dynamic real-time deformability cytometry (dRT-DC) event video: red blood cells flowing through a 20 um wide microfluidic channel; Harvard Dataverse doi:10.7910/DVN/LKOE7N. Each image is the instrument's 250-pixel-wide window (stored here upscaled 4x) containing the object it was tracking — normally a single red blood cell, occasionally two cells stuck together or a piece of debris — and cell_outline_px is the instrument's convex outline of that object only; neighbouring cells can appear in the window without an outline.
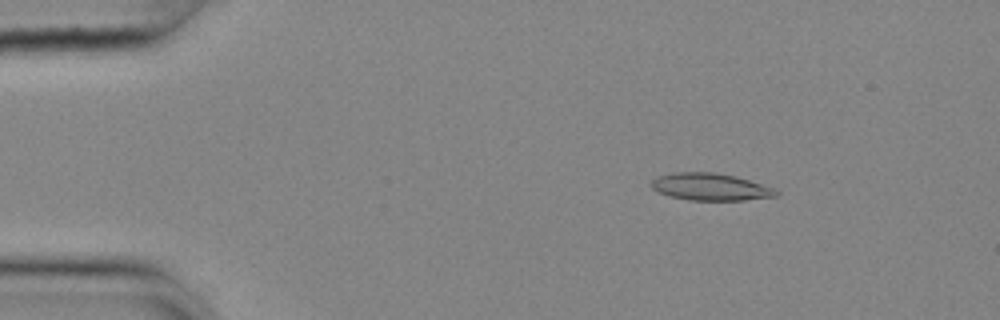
{"species": "common noctule bat (a hibernating species)", "species_latin": "Nyctalus noctula", "temperature_condition": "cold", "stored_images_in_passage": 52, "camera_frame_rate_fps": 3000, "um_per_image_px": 0.085, "animal": {"sex": "female", "body_mass_g": 25.1}, "frame": {"image": 1, "passage_image": 5, "time_ms": 1.333, "image_size_px": [1000, 320], "cell_outline_px": [[780, 196], [744, 200], [688, 200], [668, 196], [652, 188], [652, 180], [656, 176], [672, 172], [716, 172], [736, 176], [776, 188], [780, 192]], "centroid_in_image_um": [60.43, 15.88], "position_along_channel_um": 24.6, "area_um2": 20.06}}
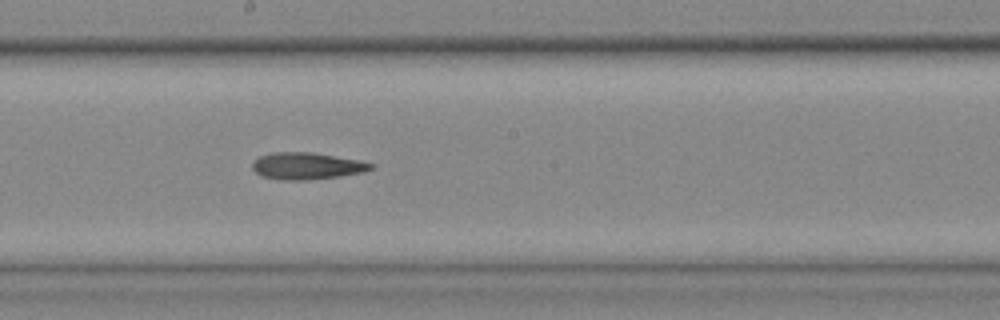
{"frame": {"image": 2, "passage_image": 27, "time_ms": 8.667, "image_size_px": [1000, 320], "cell_outline_px": [[376, 164], [372, 168], [364, 172], [340, 176], [304, 180], [284, 180], [264, 176], [256, 172], [252, 168], [252, 164], [260, 156], [272, 152], [312, 152], [360, 160]], "centroid_in_image_um": [26.12, 14.1], "position_along_channel_um": 222.1, "area_um2": 18.44}}
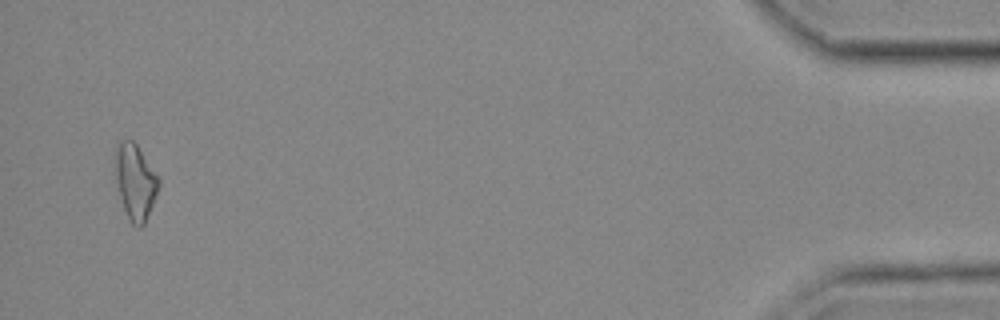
{"frame": {"image": 3, "passage_image": 50, "time_ms": 16.333, "image_size_px": [1000, 320], "cell_outline_px": [[160, 184], [144, 224], [140, 228], [136, 228], [128, 220], [120, 196], [116, 180], [116, 148], [120, 140], [132, 140], [136, 144], [160, 180]], "centroid_in_image_um": [11.5, 15.48], "position_along_channel_um": 423.7, "area_um2": 18.61}}